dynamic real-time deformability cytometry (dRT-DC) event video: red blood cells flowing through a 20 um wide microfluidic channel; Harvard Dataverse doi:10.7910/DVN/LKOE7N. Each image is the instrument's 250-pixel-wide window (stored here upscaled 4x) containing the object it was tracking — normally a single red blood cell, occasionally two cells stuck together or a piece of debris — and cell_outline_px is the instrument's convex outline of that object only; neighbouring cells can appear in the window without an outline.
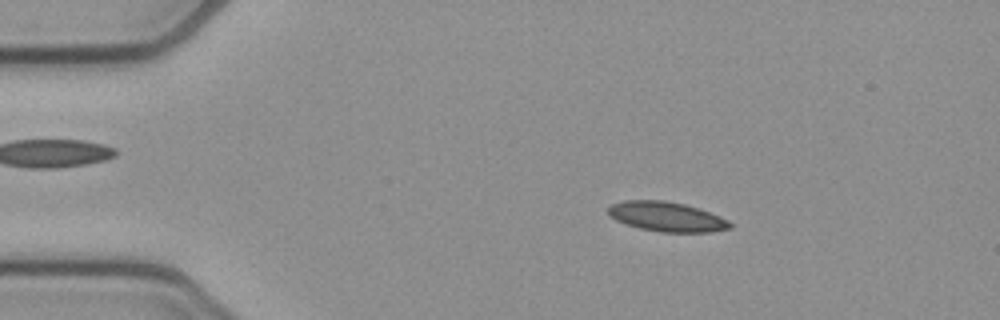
{"species": "common noctule bat (a hibernating species)", "species_latin": "Nyctalus noctula", "temperature_condition": "cold", "stored_images_in_passage": 53, "camera_frame_rate_fps": 3000, "um_per_image_px": 0.085, "animal": {"sex": "female", "body_mass_g": 21.9}, "frame": {"image": 1, "passage_image": 9, "time_ms": 2.667, "image_size_px": [1000, 320], "cell_outline_px": [[732, 228], [712, 232], [660, 232], [640, 228], [616, 220], [608, 216], [608, 208], [612, 204], [624, 200], [664, 200], [684, 204], [700, 208], [720, 216], [728, 220], [732, 224]], "centroid_in_image_um": [56.69, 18.41], "position_along_channel_um": 28.3, "area_um2": 21.15}}
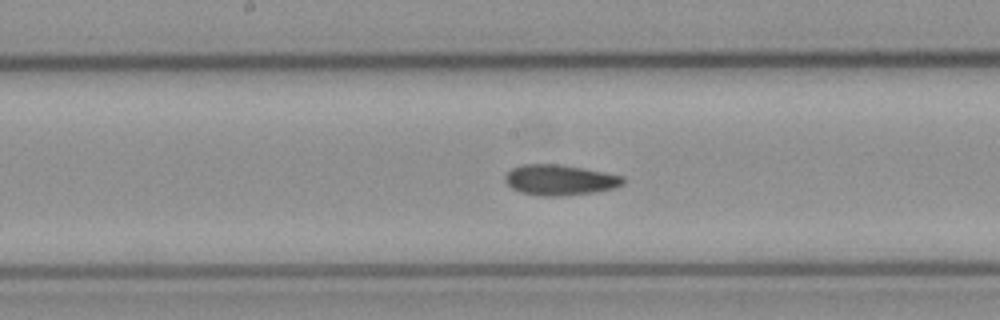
{"frame": {"image": 2, "passage_image": 27, "time_ms": 8.667, "image_size_px": [1000, 320], "cell_outline_px": [[624, 184], [612, 188], [596, 192], [560, 196], [540, 196], [520, 192], [512, 188], [504, 180], [504, 176], [512, 168], [520, 164], [560, 164], [584, 168], [624, 176]], "centroid_in_image_um": [47.57, 15.29], "position_along_channel_um": 200.6, "area_um2": 21.1}}
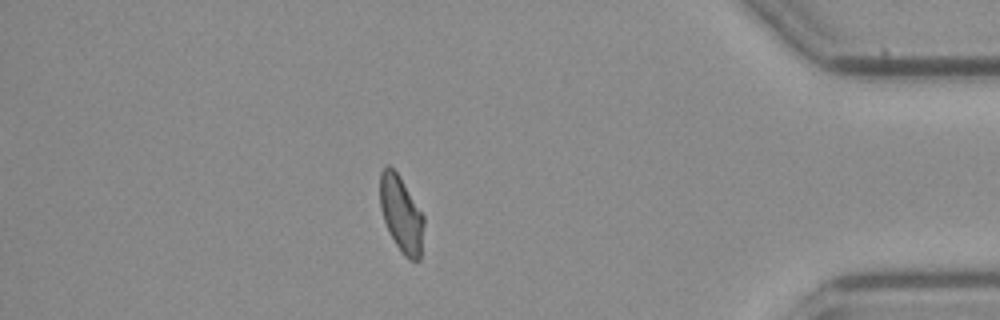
{"frame": {"image": 3, "passage_image": 46, "time_ms": 15.0, "image_size_px": [1000, 320], "cell_outline_px": [[424, 224], [420, 260], [408, 260], [404, 256], [396, 244], [384, 220], [380, 208], [380, 172], [388, 164], [400, 176], [424, 216]], "centroid_in_image_um": [34.11, 18.2], "position_along_channel_um": 401.1, "area_um2": 19.31}, "authors_computed_cell_mechanics": {"area_um2": 20.4034, "velocity_mm_per_s": 3.8349, "shape_relaxation_time_tau1_ms": 10.4992, "shape_relaxation_time_tau2_ms": 4.849, "deformation_change_tau1": 0.178, "deformation_change_tau2": 0.0949}}